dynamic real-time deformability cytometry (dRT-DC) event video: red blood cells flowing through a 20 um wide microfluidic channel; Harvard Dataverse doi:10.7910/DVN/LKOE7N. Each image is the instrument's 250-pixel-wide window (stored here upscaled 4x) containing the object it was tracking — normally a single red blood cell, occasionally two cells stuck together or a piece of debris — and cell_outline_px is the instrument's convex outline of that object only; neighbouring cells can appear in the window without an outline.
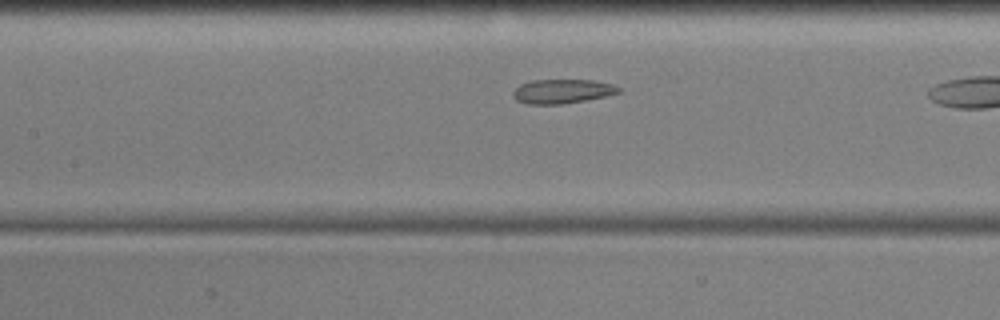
{"species": "common noctule bat (a hibernating species)", "species_latin": "Nyctalus noctula", "temperature_condition": "cold", "stored_images_in_passage": 28, "camera_frame_rate_fps": 3000, "um_per_image_px": 0.085, "animal": {"sex": "male", "body_mass_g": 17.9, "forearm_length_mm": 54.2}, "frame": {"image": 1, "passage_image": 12, "time_ms": 3.667, "image_size_px": [1000, 320], "cell_outline_px": [[620, 92], [604, 96], [564, 104], [528, 104], [516, 100], [512, 96], [512, 92], [520, 84], [532, 80], [592, 80], [612, 84], [620, 88]], "centroid_in_image_um": [47.75, 7.76], "position_along_channel_um": 159.7, "area_um2": 14.8}}
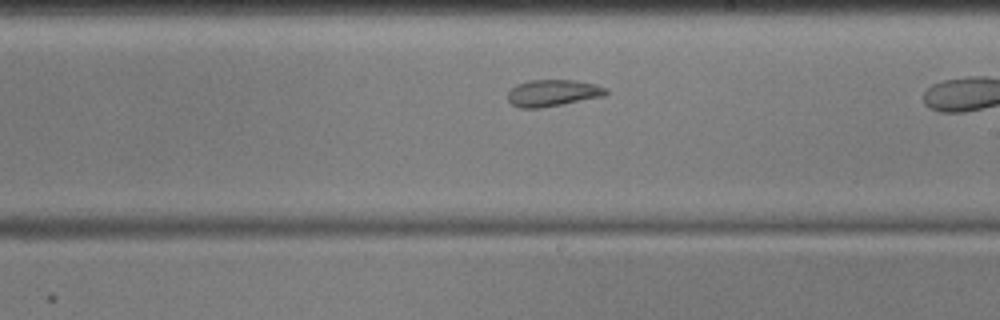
{"frame": {"image": 2, "passage_image": 19, "time_ms": 6.0, "image_size_px": [1000, 320], "cell_outline_px": [[608, 92], [604, 96], [540, 108], [520, 108], [512, 104], [508, 100], [508, 92], [516, 84], [528, 80], [576, 80], [596, 84], [608, 88]], "centroid_in_image_um": [46.99, 7.89], "position_along_channel_um": 242.0, "area_um2": 15.32}}
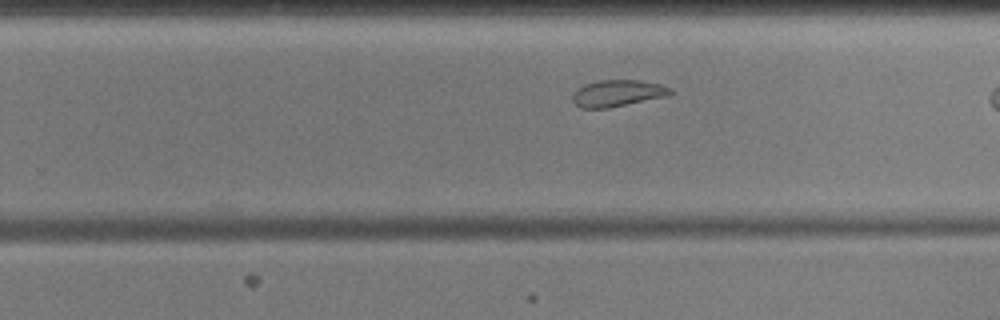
{"frame": {"image": 3, "passage_image": 22, "time_ms": 7.0, "image_size_px": [1000, 320], "cell_outline_px": [[672, 92], [668, 96], [608, 108], [580, 108], [572, 100], [572, 92], [576, 88], [584, 84], [600, 80], [636, 80], [660, 84], [672, 88]], "centroid_in_image_um": [52.46, 7.92], "position_along_channel_um": 277.3, "area_um2": 15.26}}